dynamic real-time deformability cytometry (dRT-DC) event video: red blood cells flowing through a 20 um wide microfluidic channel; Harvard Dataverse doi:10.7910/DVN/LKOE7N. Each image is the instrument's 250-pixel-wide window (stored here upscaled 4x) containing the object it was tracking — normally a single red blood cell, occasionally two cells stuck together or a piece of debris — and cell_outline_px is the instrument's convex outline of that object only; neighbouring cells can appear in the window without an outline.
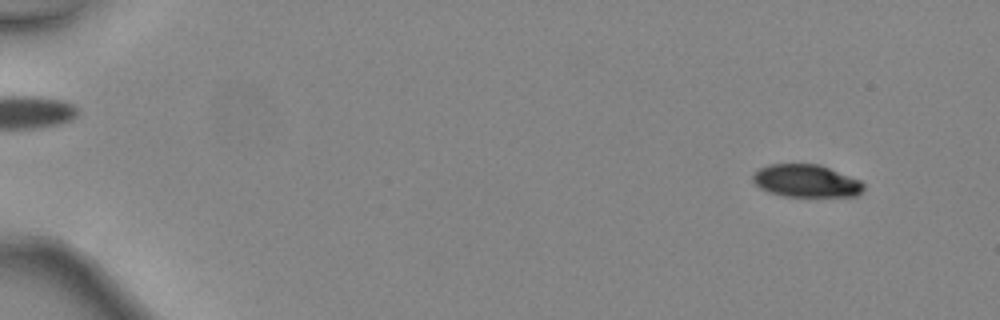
{"species": "common noctule bat (a hibernating species)", "species_latin": "Nyctalus noctula", "temperature_condition": "warm", "stored_images_in_passage": 47, "camera_frame_rate_fps": 3000, "um_per_image_px": 0.085, "animal": {"sex": "female", "body_mass_g": 24.6, "forearm_length_mm": 56.2}, "frame": {"image": 1, "passage_image": 4, "time_ms": 1.0, "image_size_px": [1000, 320], "cell_outline_px": [[864, 188], [856, 196], [784, 196], [768, 192], [760, 188], [752, 180], [752, 172], [768, 164], [820, 164], [860, 180], [864, 184]], "centroid_in_image_um": [68.49, 15.37], "position_along_channel_um": 16.5, "area_um2": 21.1}}
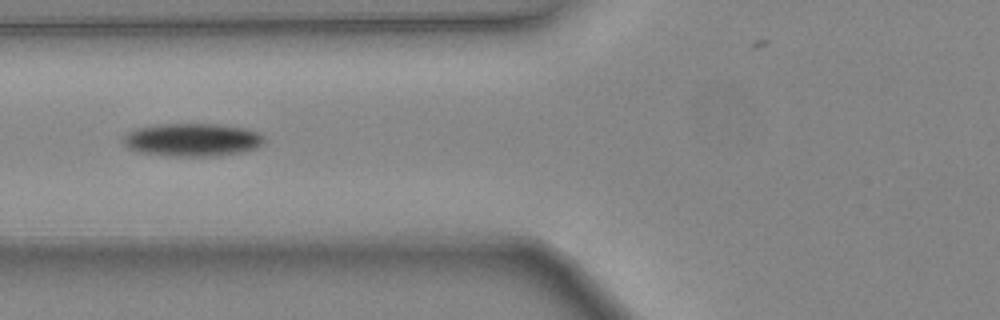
{"frame": {"image": 2, "passage_image": 20, "time_ms": 6.333, "image_size_px": [1000, 320], "cell_outline_px": [[264, 144], [256, 148], [244, 152], [216, 156], [168, 156], [140, 152], [128, 148], [124, 144], [124, 136], [128, 132], [136, 128], [156, 124], [220, 124], [244, 128], [256, 132], [264, 136]], "centroid_in_image_um": [16.36, 11.89], "position_along_channel_um": 109.4, "area_um2": 27.28}}
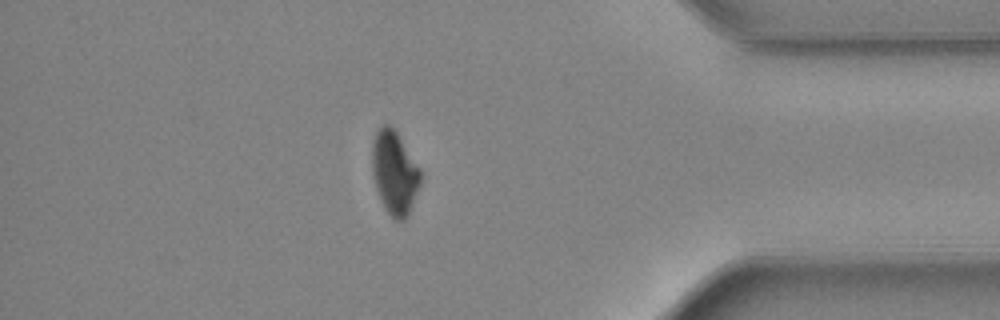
{"frame": {"image": 3, "passage_image": 41, "time_ms": 13.333, "image_size_px": [1000, 320], "cell_outline_px": [[420, 184], [408, 212], [404, 220], [396, 220], [384, 208], [380, 200], [372, 176], [372, 140], [376, 132], [384, 124], [388, 124], [396, 132], [420, 168]], "centroid_in_image_um": [33.5, 14.66], "position_along_channel_um": 401.7, "area_um2": 23.12}, "authors_computed_cell_mechanics": {"area_um2": 25.0852, "velocity_mm_per_s": 4.5667, "shape_relaxation_time_tau1_ms": 2.7809, "shape_relaxation_time_tau2_ms": null, "deformation_change_tau1": 0.1202, "deformation_change_tau2": null}}